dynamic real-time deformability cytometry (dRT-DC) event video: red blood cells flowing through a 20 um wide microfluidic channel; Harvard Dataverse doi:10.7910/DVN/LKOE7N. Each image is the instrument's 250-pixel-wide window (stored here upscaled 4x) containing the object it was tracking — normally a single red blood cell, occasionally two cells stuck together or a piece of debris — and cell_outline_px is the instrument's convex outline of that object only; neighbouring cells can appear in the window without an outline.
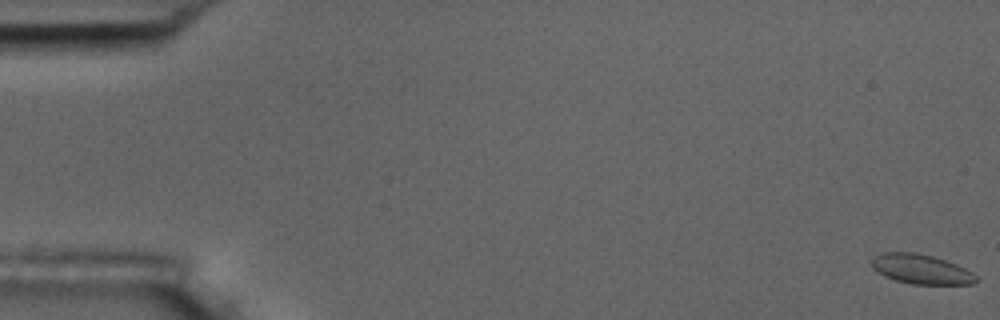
{"species": "common noctule bat (a hibernating species)", "species_latin": "Nyctalus noctula", "temperature_condition": "room temperature", "stored_images_in_passage": 55, "camera_frame_rate_fps": 3000, "um_per_image_px": 0.085, "animal": {"sex": "male", "body_mass_g": 17.5, "forearm_length_mm": 52.3}, "frame": {"image": 1, "passage_image": 1, "time_ms": 0.0, "image_size_px": [1000, 320], "cell_outline_px": [[976, 284], [912, 284], [896, 280], [884, 276], [872, 268], [868, 260], [872, 256], [880, 252], [916, 252], [932, 256], [956, 264], [972, 272], [976, 276]], "centroid_in_image_um": [78.21, 22.86], "position_along_channel_um": 6.8, "area_um2": 18.21}}
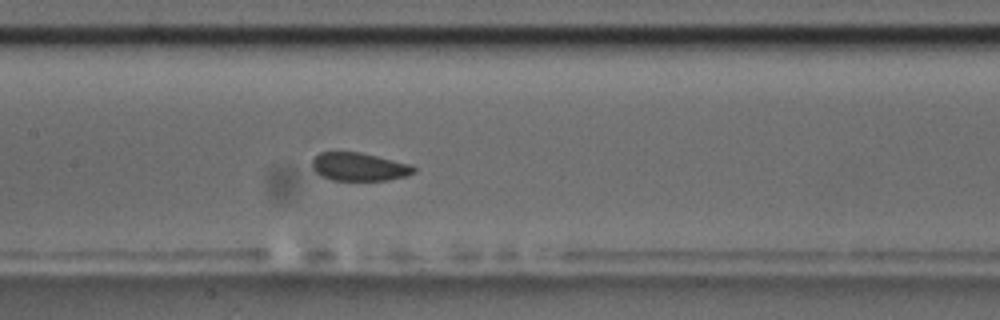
{"frame": {"image": 2, "passage_image": 27, "time_ms": 8.667, "image_size_px": [1000, 320], "cell_outline_px": [[416, 172], [408, 176], [388, 180], [332, 180], [320, 176], [312, 168], [312, 160], [320, 152], [360, 152], [412, 164], [416, 168]], "centroid_in_image_um": [30.56, 14.18], "position_along_channel_um": 176.8, "area_um2": 16.88}}
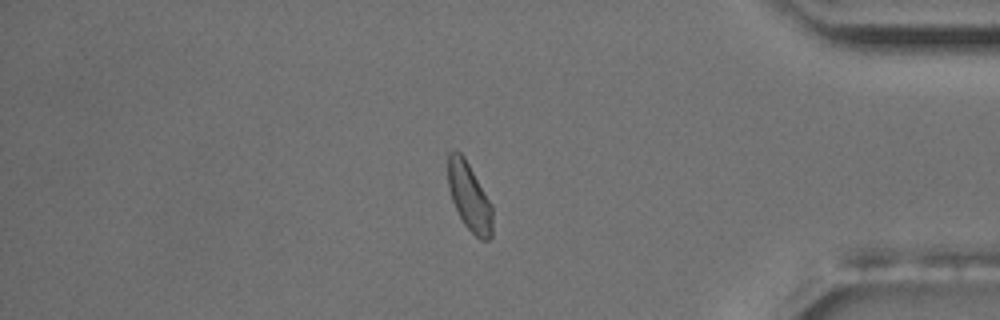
{"frame": {"image": 3, "passage_image": 47, "time_ms": 15.333, "image_size_px": [1000, 320], "cell_outline_px": [[492, 236], [488, 240], [480, 240], [464, 224], [452, 200], [448, 188], [448, 156], [452, 152], [460, 152], [464, 156], [492, 204]], "centroid_in_image_um": [39.91, 16.75], "position_along_channel_um": 395.3, "area_um2": 17.46}, "authors_computed_cell_mechanics": {"area_um2": 17.7446, "velocity_mm_per_s": 3.7152, "shape_relaxation_time_tau1_ms": null, "shape_relaxation_time_tau2_ms": 1.6246, "deformation_change_tau1": null, "deformation_change_tau2": 0.0514}}